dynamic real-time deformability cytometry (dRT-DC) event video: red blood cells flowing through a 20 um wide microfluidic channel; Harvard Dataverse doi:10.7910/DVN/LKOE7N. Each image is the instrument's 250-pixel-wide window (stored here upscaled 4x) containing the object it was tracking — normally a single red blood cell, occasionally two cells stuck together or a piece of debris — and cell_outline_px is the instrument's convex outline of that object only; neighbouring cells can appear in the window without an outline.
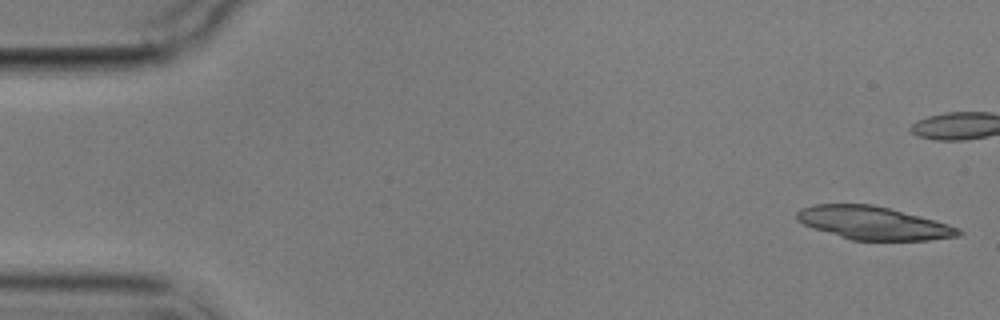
{"species": "common noctule bat (a hibernating species)", "species_latin": "Nyctalus noctula", "temperature_condition": "cold", "stored_images_in_passage": 12, "camera_frame_rate_fps": 3000, "um_per_image_px": 0.085, "animal": {"sex": "male", "body_mass_g": 17.9}, "frame": {"image": 1, "passage_image": 1, "time_ms": 0.0, "image_size_px": [1000, 320], "cell_outline_px": [[964, 232], [960, 236], [928, 240], [852, 240], [812, 228], [796, 220], [796, 212], [800, 208], [812, 204], [872, 204], [920, 216], [948, 224], [960, 228]], "centroid_in_image_um": [74.22, 18.95], "position_along_channel_um": 10.8, "area_um2": 31.15}}
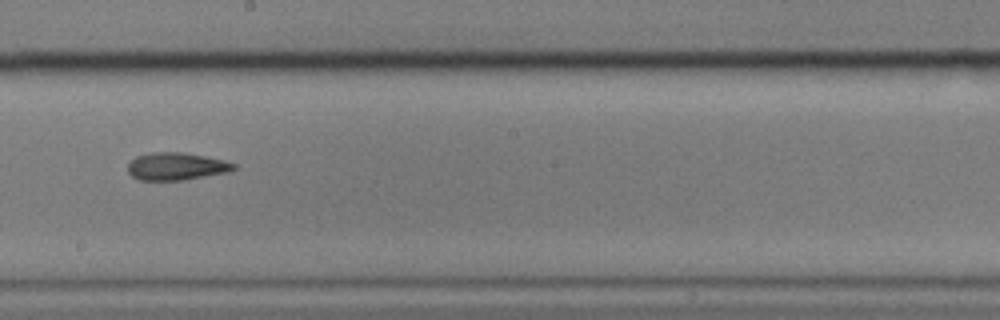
{"frame": {"image": 2, "passage_image": 7, "time_ms": 11.0, "image_size_px": [1000, 320], "cell_outline_px": [[236, 168], [232, 172], [184, 180], [140, 180], [132, 176], [128, 172], [128, 164], [136, 156], [152, 152], [180, 152], [204, 156], [224, 160], [236, 164]], "centroid_in_image_um": [15.02, 14.15], "position_along_channel_um": 233.2, "area_um2": 17.11}}
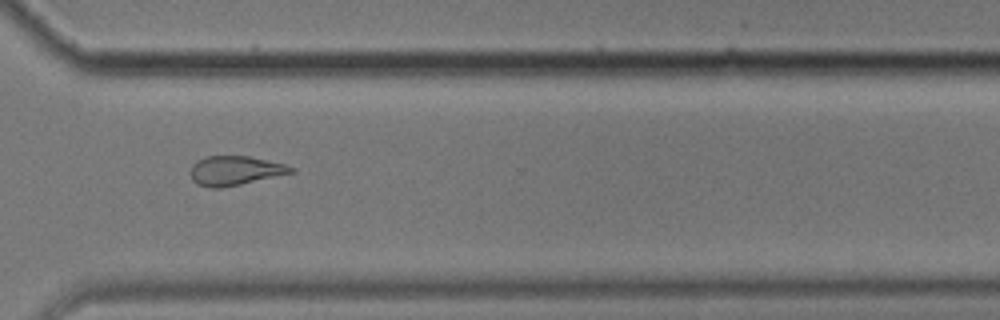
{"frame": {"image": 3, "passage_image": 10, "time_ms": 14.333, "image_size_px": [1000, 320], "cell_outline_px": [[296, 172], [240, 184], [220, 188], [208, 188], [196, 184], [192, 180], [188, 172], [192, 164], [196, 160], [208, 156], [248, 156], [284, 164], [296, 168]], "centroid_in_image_um": [19.93, 14.51], "position_along_channel_um": 350.7, "area_um2": 17.34}, "authors_computed_cell_mechanics": {"area_um2": 17.5134, "velocity_mm_per_s": 3.531, "shape_relaxation_time_tau1_ms": 4.6039, "shape_relaxation_time_tau2_ms": 3.3114, "deformation_change_tau1": 0.1092, "deformation_change_tau2": 0.1056}}